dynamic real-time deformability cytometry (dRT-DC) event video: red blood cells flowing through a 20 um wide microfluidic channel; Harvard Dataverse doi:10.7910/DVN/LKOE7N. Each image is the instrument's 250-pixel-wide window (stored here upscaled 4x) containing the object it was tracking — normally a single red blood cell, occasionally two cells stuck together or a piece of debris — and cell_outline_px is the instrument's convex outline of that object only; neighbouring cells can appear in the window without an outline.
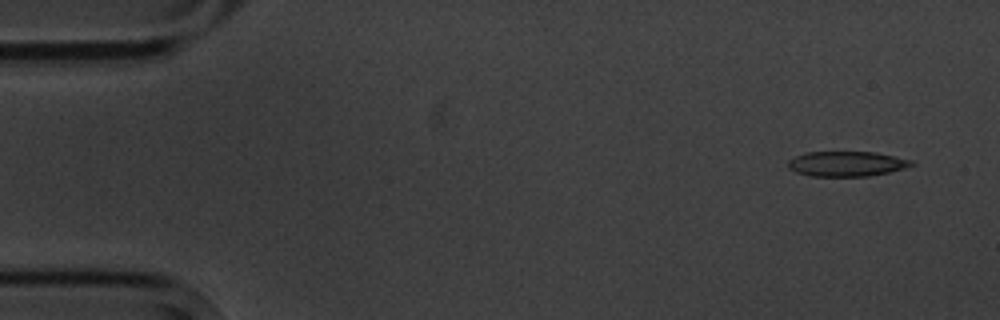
{"species": "common noctule bat (a hibernating species)", "species_latin": "Nyctalus noctula", "temperature_condition": "cold", "stored_images_in_passage": 7, "camera_frame_rate_fps": 3000, "um_per_image_px": 0.085, "animal": {"sex": "male", "body_mass_g": 20.1, "forearm_length_mm": 53.5}, "frame": {"image": 1, "passage_image": 1, "time_ms": 0.0, "image_size_px": [1000, 320], "cell_outline_px": [[916, 164], [904, 168], [888, 172], [868, 176], [812, 176], [796, 172], [788, 168], [788, 160], [804, 152], [876, 152], [912, 160]], "centroid_in_image_um": [71.96, 13.92], "position_along_channel_um": 13.0, "area_um2": 17.98}}
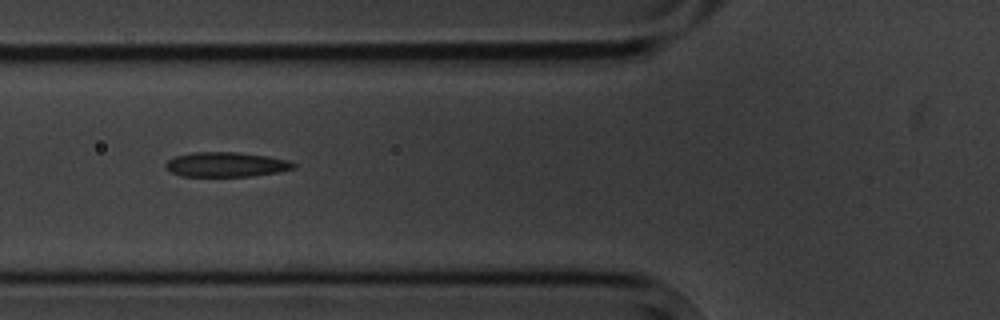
{"frame": {"image": 2, "passage_image": 6, "time_ms": 5.667, "image_size_px": [1000, 320], "cell_outline_px": [[296, 168], [276, 172], [248, 176], [180, 176], [172, 172], [164, 164], [168, 160], [176, 156], [192, 152], [240, 152], [268, 156], [288, 160], [296, 164]], "centroid_in_image_um": [19.23, 13.97], "position_along_channel_um": 106.6, "area_um2": 18.32}}
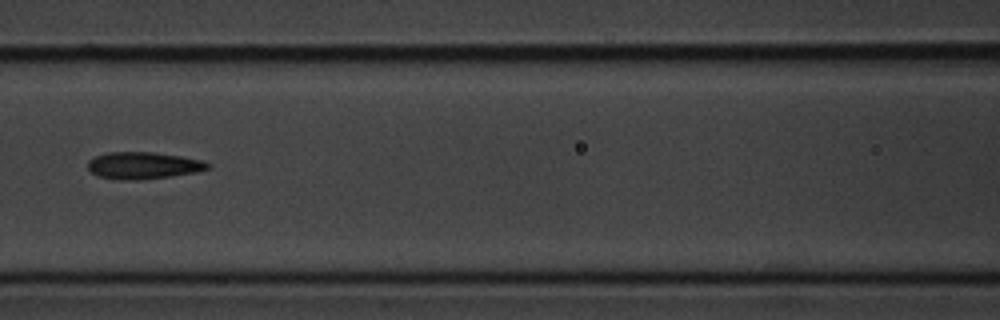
{"frame": {"image": 3, "passage_image": 7, "time_ms": 7.0, "image_size_px": [1000, 320], "cell_outline_px": [[212, 168], [196, 172], [168, 176], [136, 180], [120, 180], [96, 176], [88, 168], [88, 160], [96, 156], [108, 152], [152, 152], [180, 156], [200, 160], [212, 164]], "centroid_in_image_um": [12.17, 14.06], "position_along_channel_um": 154.4, "area_um2": 18.79}}